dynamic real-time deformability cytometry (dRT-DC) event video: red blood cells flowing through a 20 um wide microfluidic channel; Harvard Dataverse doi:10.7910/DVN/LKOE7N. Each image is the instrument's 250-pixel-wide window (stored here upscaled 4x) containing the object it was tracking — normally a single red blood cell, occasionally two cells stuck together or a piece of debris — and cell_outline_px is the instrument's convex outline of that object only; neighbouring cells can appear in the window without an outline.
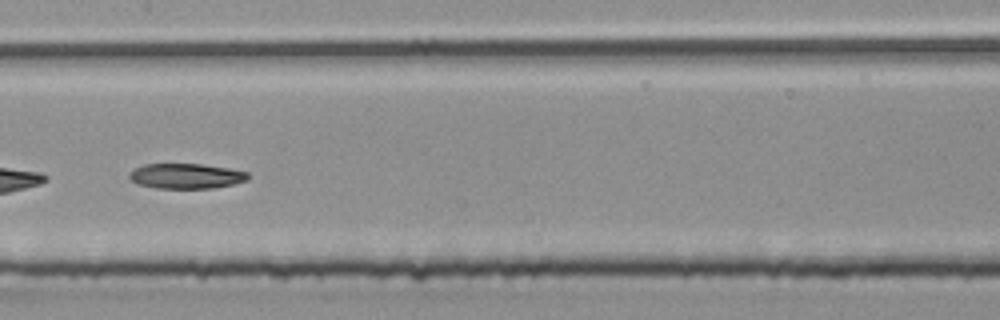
{"species": "common noctule bat (a hibernating species)", "species_latin": "Nyctalus noctula", "temperature_condition": "room temperature", "stored_images_in_passage": 53, "camera_frame_rate_fps": 3000, "um_per_image_px": 0.085, "animal": {"sex": "male", "body_mass_g": 20.4}, "frame": {"image": 1, "passage_image": 27, "time_ms": 8.667, "image_size_px": [1000, 320], "cell_outline_px": [[248, 180], [216, 188], [156, 188], [136, 184], [128, 176], [128, 172], [132, 168], [144, 164], [200, 164], [228, 168], [248, 172]], "centroid_in_image_um": [15.77, 14.96], "position_along_channel_um": 191.6, "area_um2": 17.51}}
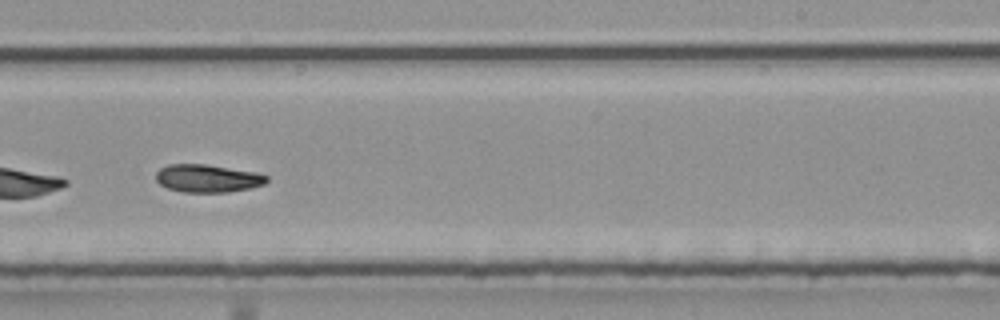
{"frame": {"image": 2, "passage_image": 33, "time_ms": 10.667, "image_size_px": [1000, 320], "cell_outline_px": [[268, 180], [264, 184], [252, 188], [228, 192], [184, 192], [168, 188], [160, 184], [156, 180], [156, 172], [160, 168], [168, 164], [208, 164], [256, 172], [268, 176]], "centroid_in_image_um": [17.66, 15.15], "position_along_channel_um": 271.3, "area_um2": 18.09}}
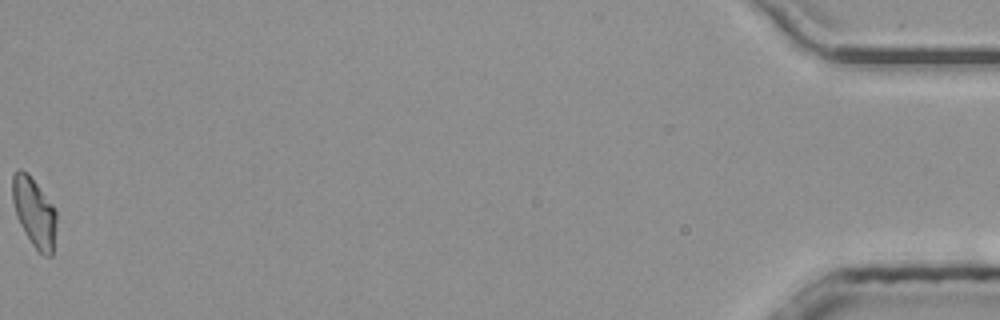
{"frame": {"image": 3, "passage_image": 53, "time_ms": 17.333, "image_size_px": [1000, 320], "cell_outline_px": [[56, 224], [52, 256], [44, 256], [32, 244], [24, 232], [16, 216], [12, 200], [12, 172], [16, 168], [20, 168], [28, 172], [56, 208]], "centroid_in_image_um": [2.89, 17.98], "position_along_channel_um": 432.3, "area_um2": 18.09}}